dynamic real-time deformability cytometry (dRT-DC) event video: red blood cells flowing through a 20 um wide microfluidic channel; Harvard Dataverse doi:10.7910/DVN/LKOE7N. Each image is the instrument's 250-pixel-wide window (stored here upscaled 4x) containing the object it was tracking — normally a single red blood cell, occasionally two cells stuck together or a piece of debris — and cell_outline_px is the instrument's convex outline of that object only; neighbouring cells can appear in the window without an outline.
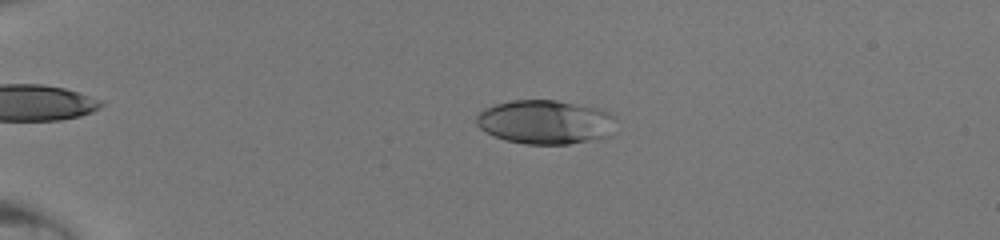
{"species": "human", "species_latin": "Homo sapiens", "temperature_condition": "room temperature", "stored_images_in_passage": 48, "camera_frame_rate_fps": 3000, "um_per_image_px": 0.085, "donor": {"sex": "male"}, "frame": {"image": 1, "passage_image": 13, "time_ms": 4.0, "image_size_px": [1000, 240], "cell_outline_px": [[616, 116], [608, 136], [600, 140], [568, 144], [524, 144], [504, 140], [492, 136], [480, 128], [476, 124], [476, 116], [480, 112], [496, 104], [512, 100], [556, 100], [596, 108], [608, 112]], "centroid_in_image_um": [46.34, 10.39], "position_along_channel_um": 38.7, "area_um2": 35.89}}
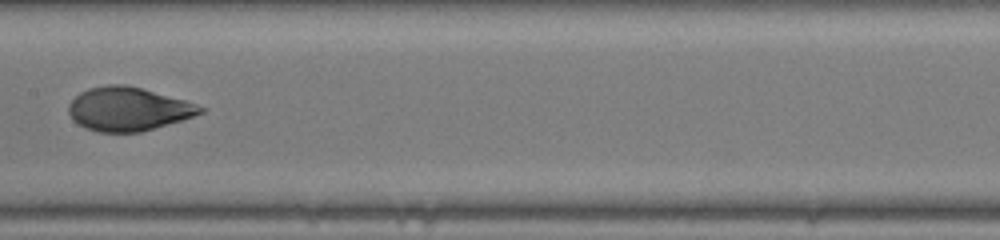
{"frame": {"image": 2, "passage_image": 28, "time_ms": 9.0, "image_size_px": [1000, 240], "cell_outline_px": [[208, 108], [204, 112], [180, 120], [140, 132], [100, 132], [88, 128], [80, 124], [68, 112], [68, 104], [80, 92], [88, 88], [108, 84], [124, 84], [140, 88], [184, 100]], "centroid_in_image_um": [10.9, 9.25], "position_along_channel_um": 196.5, "area_um2": 32.95}}
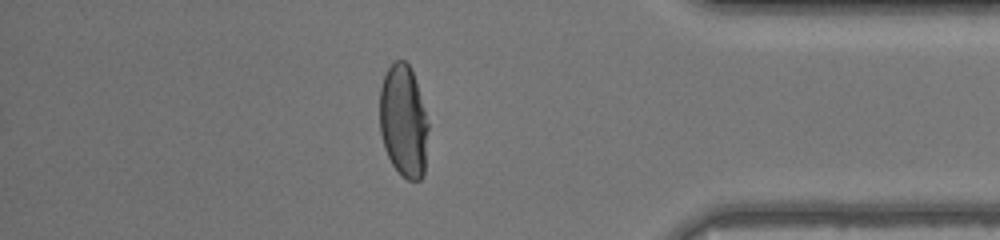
{"frame": {"image": 3, "passage_image": 43, "time_ms": 14.0, "image_size_px": [1000, 240], "cell_outline_px": [[428, 128], [424, 176], [420, 180], [408, 180], [400, 176], [392, 164], [384, 148], [380, 132], [380, 88], [384, 76], [388, 68], [396, 60], [404, 60], [412, 68], [428, 124]], "centroid_in_image_um": [34.29, 10.33], "position_along_channel_um": 400.9, "area_um2": 31.91}}